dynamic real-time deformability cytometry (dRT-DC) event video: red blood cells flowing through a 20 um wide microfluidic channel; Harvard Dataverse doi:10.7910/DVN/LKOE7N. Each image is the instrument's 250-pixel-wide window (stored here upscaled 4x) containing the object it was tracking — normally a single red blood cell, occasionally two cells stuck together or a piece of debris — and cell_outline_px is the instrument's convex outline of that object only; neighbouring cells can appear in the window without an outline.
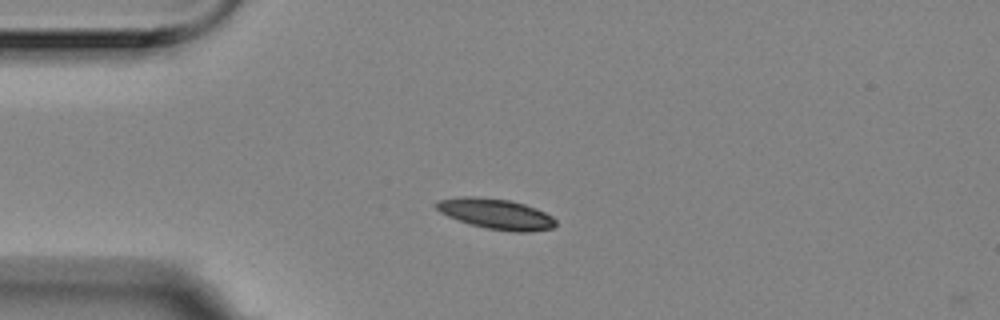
{"species": "Egyptian fruit bat (a non-hibernating species)", "species_latin": "Rousettus aegyptiacus", "temperature_condition": "room temperature", "stored_images_in_passage": 2, "camera_frame_rate_fps": 3000, "um_per_image_px": 0.085, "animal": {"sex": "female"}, "frame": {"image": 1, "passage_image": 1, "time_ms": 0.0, "image_size_px": [1000, 320], "cell_outline_px": [[556, 224], [552, 228], [532, 232], [512, 232], [488, 228], [468, 224], [448, 216], [440, 212], [436, 208], [436, 200], [460, 196], [476, 196], [508, 200], [524, 204], [536, 208], [552, 216], [556, 220]], "centroid_in_image_um": [42.15, 18.18], "position_along_channel_um": 42.9, "area_um2": 21.27}}